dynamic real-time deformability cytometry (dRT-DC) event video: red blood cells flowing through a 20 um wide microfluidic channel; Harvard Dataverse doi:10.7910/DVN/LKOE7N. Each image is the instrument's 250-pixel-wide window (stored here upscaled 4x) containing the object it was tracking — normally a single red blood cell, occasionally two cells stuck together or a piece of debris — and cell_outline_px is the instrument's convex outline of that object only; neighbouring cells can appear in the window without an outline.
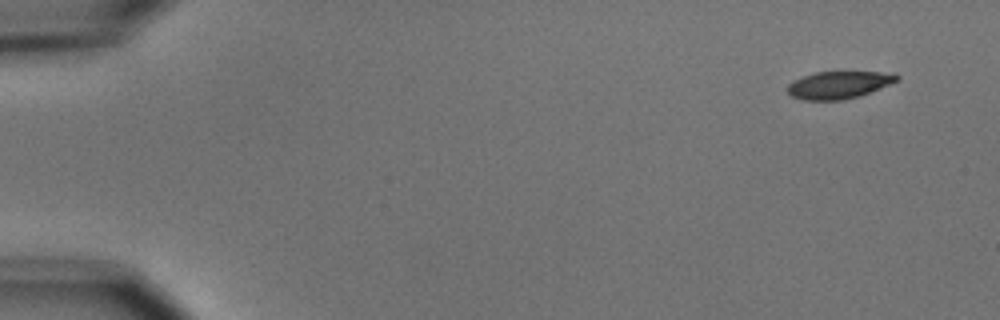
{"species": "common noctule bat (a hibernating species)", "species_latin": "Nyctalus noctula", "temperature_condition": "cold", "stored_images_in_passage": 5, "camera_frame_rate_fps": 3000, "um_per_image_px": 0.085, "animal": {"sex": "male", "body_mass_g": 15.6}, "frame": {"image": 1, "passage_image": 1, "time_ms": 0.0, "image_size_px": [1000, 320], "cell_outline_px": [[900, 80], [860, 96], [840, 100], [804, 100], [792, 96], [788, 92], [788, 84], [792, 80], [816, 72], [896, 72], [900, 76]], "centroid_in_image_um": [71.34, 7.21], "position_along_channel_um": 13.7, "area_um2": 17.51}}